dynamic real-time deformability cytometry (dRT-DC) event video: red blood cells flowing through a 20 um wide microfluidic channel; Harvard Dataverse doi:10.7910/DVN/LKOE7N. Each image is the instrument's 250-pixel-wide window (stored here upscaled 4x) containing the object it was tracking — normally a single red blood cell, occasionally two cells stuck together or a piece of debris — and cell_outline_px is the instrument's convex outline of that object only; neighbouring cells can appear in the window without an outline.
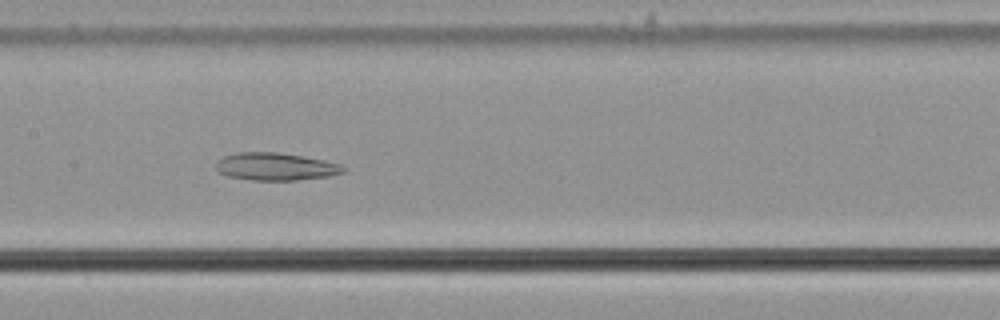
{"species": "common noctule bat (a hibernating species)", "species_latin": "Nyctalus noctula", "temperature_condition": "cold", "stored_images_in_passage": 57, "camera_frame_rate_fps": 3000, "um_per_image_px": 0.085, "animal": {"sex": "male", "body_mass_g": 21.5, "forearm_length_mm": 52.0}, "frame": {"image": 1, "passage_image": 28, "time_ms": 9.0, "image_size_px": [1000, 320], "cell_outline_px": [[344, 172], [328, 176], [296, 180], [252, 180], [228, 176], [216, 172], [216, 164], [224, 156], [236, 152], [276, 152], [324, 160], [340, 164], [344, 168]], "centroid_in_image_um": [23.39, 14.16], "position_along_channel_um": 184.0, "area_um2": 20.29}}
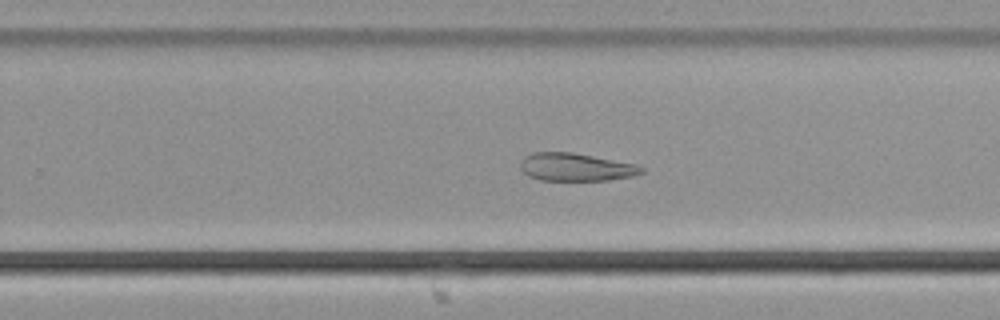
{"frame": {"image": 2, "passage_image": 36, "time_ms": 11.667, "image_size_px": [1000, 320], "cell_outline_px": [[644, 172], [632, 176], [608, 180], [540, 180], [528, 176], [520, 168], [520, 164], [524, 156], [532, 152], [572, 152], [636, 164], [644, 168]], "centroid_in_image_um": [48.93, 14.2], "position_along_channel_um": 280.9, "area_um2": 19.65}}
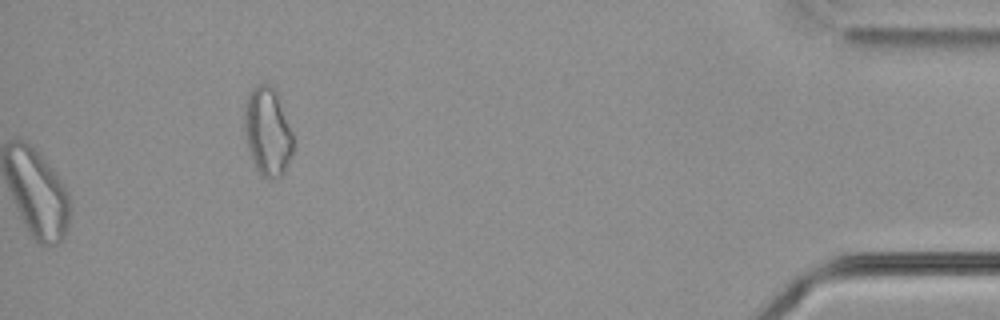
{"frame": {"image": 3, "passage_image": 57, "time_ms": 18.667, "image_size_px": [1000, 320], "cell_outline_px": [[292, 156], [284, 172], [276, 180], [272, 180], [264, 176], [256, 168], [252, 160], [248, 148], [244, 132], [244, 100], [248, 92], [256, 84], [268, 84], [276, 88], [292, 132]], "centroid_in_image_um": [22.73, 11.14], "position_along_channel_um": 412.5, "area_um2": 25.49}}